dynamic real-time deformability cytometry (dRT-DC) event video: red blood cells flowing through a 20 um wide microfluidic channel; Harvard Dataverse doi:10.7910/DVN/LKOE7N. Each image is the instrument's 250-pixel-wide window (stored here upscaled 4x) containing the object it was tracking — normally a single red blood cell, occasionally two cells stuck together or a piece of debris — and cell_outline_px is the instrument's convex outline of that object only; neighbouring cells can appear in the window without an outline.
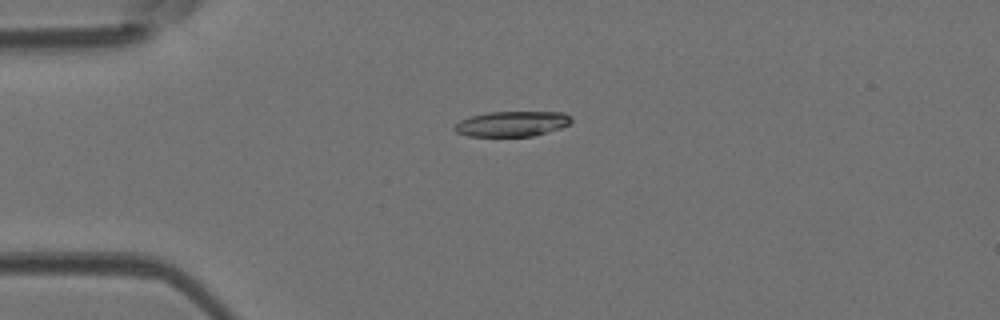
{"species": "Egyptian fruit bat (a non-hibernating species)", "species_latin": "Rousettus aegyptiacus", "temperature_condition": "room temperature", "stored_images_in_passage": 4, "camera_frame_rate_fps": 3000, "um_per_image_px": 0.085, "animal": {"sex": "female"}, "frame": {"image": 1, "passage_image": 4, "time_ms": 1.0, "image_size_px": [1000, 320], "cell_outline_px": [[572, 124], [560, 128], [532, 136], [468, 136], [456, 132], [452, 128], [460, 120], [472, 116], [488, 112], [564, 112], [572, 116]], "centroid_in_image_um": [43.55, 10.52], "position_along_channel_um": 41.5, "area_um2": 17.22}}